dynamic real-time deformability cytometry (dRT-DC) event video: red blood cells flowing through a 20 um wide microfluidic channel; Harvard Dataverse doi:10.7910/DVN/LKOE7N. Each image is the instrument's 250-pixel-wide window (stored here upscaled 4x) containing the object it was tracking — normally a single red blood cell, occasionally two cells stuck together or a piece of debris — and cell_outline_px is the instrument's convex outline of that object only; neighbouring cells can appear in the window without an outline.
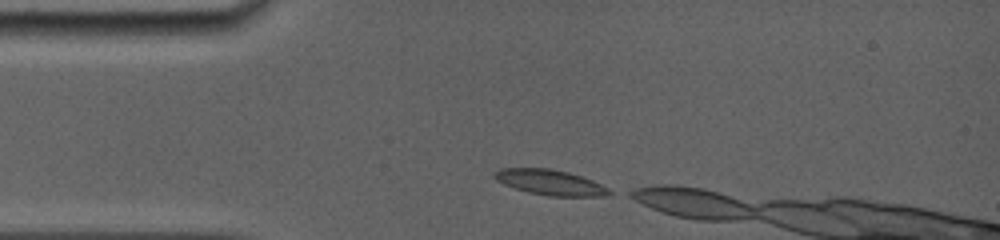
{"species": "common noctule bat (a hibernating species)", "species_latin": "Nyctalus noctula", "temperature_condition": "room temperature", "stored_images_in_passage": 5, "camera_frame_rate_fps": 5000, "um_per_image_px": 0.085, "animal": {"sex": "female", "body_mass_g": 19.0, "forearm_length_mm": 56.7}, "frame": {"image": 1, "passage_image": 1, "time_ms": 0.0, "image_size_px": [1000, 240], "cell_outline_px": [[612, 192], [604, 196], [548, 196], [528, 192], [504, 184], [496, 180], [492, 176], [492, 172], [500, 168], [552, 168], [568, 172], [592, 180], [608, 188]], "centroid_in_image_um": [46.71, 15.49], "position_along_channel_um": 38.3, "area_um2": 16.94}}